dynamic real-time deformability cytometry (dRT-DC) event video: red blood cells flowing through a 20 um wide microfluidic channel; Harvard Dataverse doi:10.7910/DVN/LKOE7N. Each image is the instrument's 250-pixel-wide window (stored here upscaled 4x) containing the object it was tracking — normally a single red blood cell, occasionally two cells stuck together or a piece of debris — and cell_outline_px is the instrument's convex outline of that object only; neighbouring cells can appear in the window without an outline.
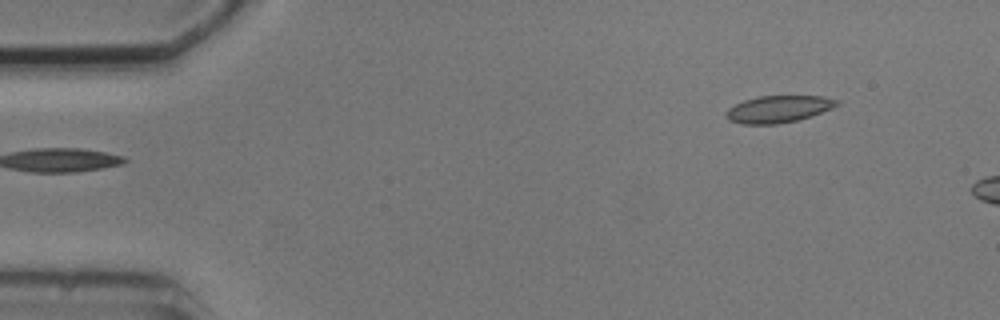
{"species": "common noctule bat (a hibernating species)", "species_latin": "Nyctalus noctula", "temperature_condition": "cold", "stored_images_in_passage": 6, "segment_of_instrument_passage": [2, 2], "camera_frame_rate_fps": 3000, "um_per_image_px": 0.085, "animal": {"sex": "male", "body_mass_g": 20.5, "forearm_length_mm": 52.5}, "frame": {"image": 1, "passage_image": 6, "time_ms": 5.667, "image_size_px": [1000, 320], "cell_outline_px": [[840, 104], [832, 108], [812, 116], [796, 120], [776, 124], [744, 124], [728, 120], [724, 116], [728, 108], [744, 100], [760, 96], [824, 96], [840, 100]], "centroid_in_image_um": [66.18, 9.27], "position_along_channel_um": 18.8, "area_um2": 17.46}}